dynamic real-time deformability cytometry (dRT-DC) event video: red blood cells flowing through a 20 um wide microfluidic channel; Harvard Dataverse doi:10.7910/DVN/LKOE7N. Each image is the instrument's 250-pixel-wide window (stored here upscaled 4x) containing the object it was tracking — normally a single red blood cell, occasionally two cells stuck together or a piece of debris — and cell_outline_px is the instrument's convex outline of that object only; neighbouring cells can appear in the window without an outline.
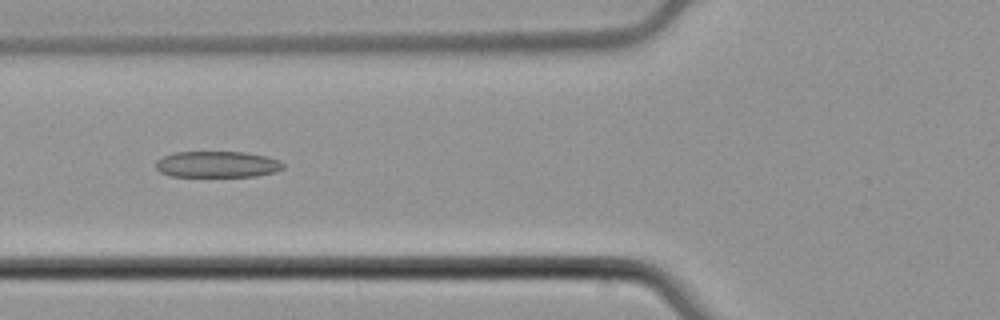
{"species": "common noctule bat (a hibernating species)", "species_latin": "Nyctalus noctula", "temperature_condition": "cold", "stored_images_in_passage": 7, "camera_frame_rate_fps": 3000, "um_per_image_px": 0.085, "animal": {"sex": "male", "body_mass_g": 21.5, "forearm_length_mm": 52.0}, "frame": {"image": 1, "passage_image": 4, "time_ms": 1.0, "image_size_px": [1000, 320], "cell_outline_px": [[284, 168], [276, 172], [256, 176], [172, 176], [160, 172], [156, 168], [156, 160], [164, 156], [176, 152], [244, 152], [268, 156], [280, 160], [284, 164]], "centroid_in_image_um": [18.5, 13.96], "position_along_channel_um": 107.3, "area_um2": 19.54}}
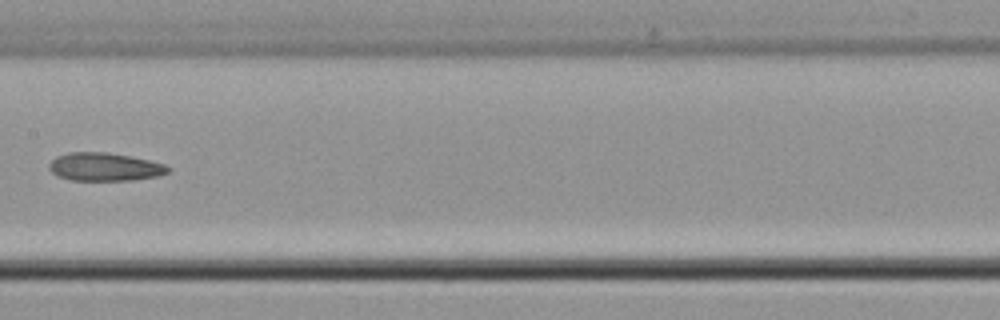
{"frame": {"image": 2, "passage_image": 6, "time_ms": 1.667, "image_size_px": [1000, 320], "cell_outline_px": [[172, 168], [168, 172], [160, 176], [136, 180], [72, 180], [56, 176], [48, 168], [48, 164], [56, 156], [68, 152], [104, 152], [128, 156], [148, 160], [164, 164]], "centroid_in_image_um": [8.89, 14.19], "position_along_channel_um": 198.5, "area_um2": 19.59}}
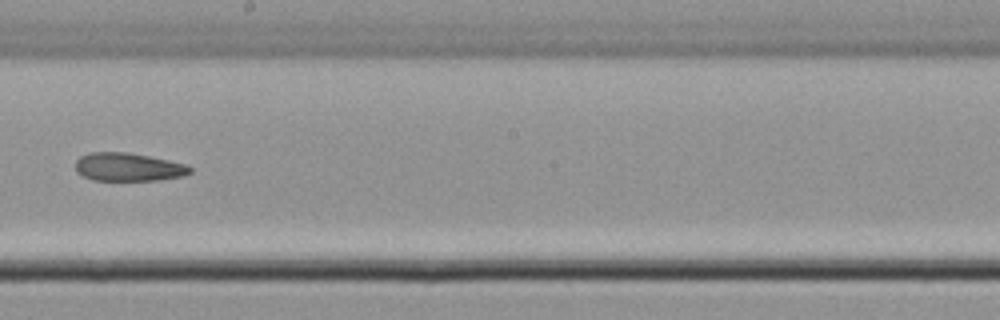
{"frame": {"image": 3, "passage_image": 7, "time_ms": 2.0, "image_size_px": [1000, 320], "cell_outline_px": [[192, 172], [184, 176], [160, 180], [92, 180], [76, 172], [76, 160], [80, 156], [88, 152], [128, 152], [168, 160], [184, 164], [192, 168]], "centroid_in_image_um": [10.89, 14.2], "position_along_channel_um": 237.3, "area_um2": 18.9}}